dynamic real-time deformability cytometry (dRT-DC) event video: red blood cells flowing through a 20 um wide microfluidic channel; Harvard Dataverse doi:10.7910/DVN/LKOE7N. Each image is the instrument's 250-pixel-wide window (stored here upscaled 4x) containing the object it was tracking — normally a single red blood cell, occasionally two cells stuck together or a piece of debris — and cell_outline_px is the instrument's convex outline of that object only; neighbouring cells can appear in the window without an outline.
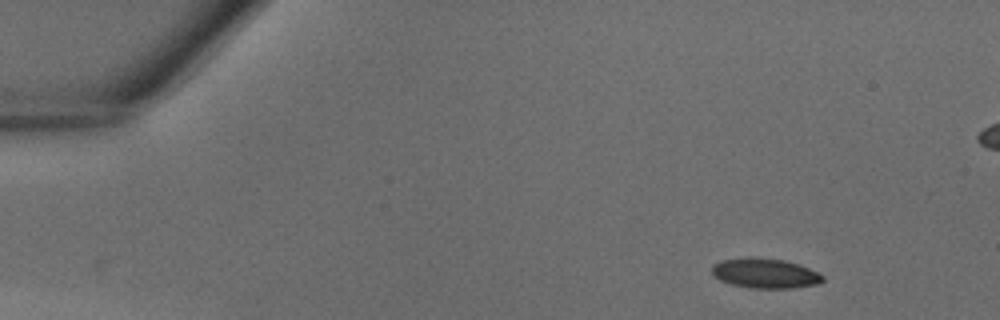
{"species": "common noctule bat (a hibernating species)", "species_latin": "Nyctalus noctula", "temperature_condition": "warm", "stored_images_in_passage": 34, "camera_frame_rate_fps": 3000, "um_per_image_px": 0.085, "animal": {"sex": "male", "body_mass_g": 18.8}, "frame": {"image": 1, "passage_image": 1, "time_ms": 0.0, "image_size_px": [1000, 320], "cell_outline_px": [[824, 280], [820, 284], [792, 288], [752, 288], [732, 284], [720, 280], [712, 272], [712, 268], [716, 264], [724, 260], [784, 260], [800, 264], [824, 276]], "centroid_in_image_um": [65.14, 23.29], "position_along_channel_um": 19.9, "area_um2": 18.32}}
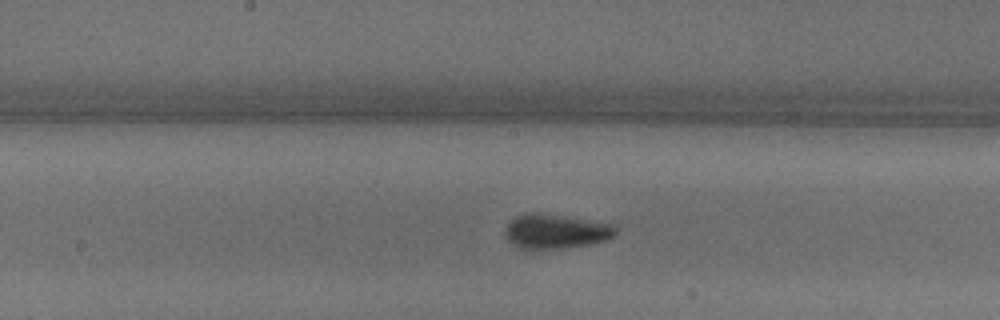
{"frame": {"image": 2, "passage_image": 18, "time_ms": 5.667, "image_size_px": [1000, 320], "cell_outline_px": [[616, 236], [604, 240], [584, 244], [560, 248], [520, 248], [512, 244], [508, 240], [504, 232], [508, 224], [516, 216], [528, 212], [612, 224], [616, 228]], "centroid_in_image_um": [47.19, 19.67], "position_along_channel_um": 201.0, "area_um2": 21.27}}
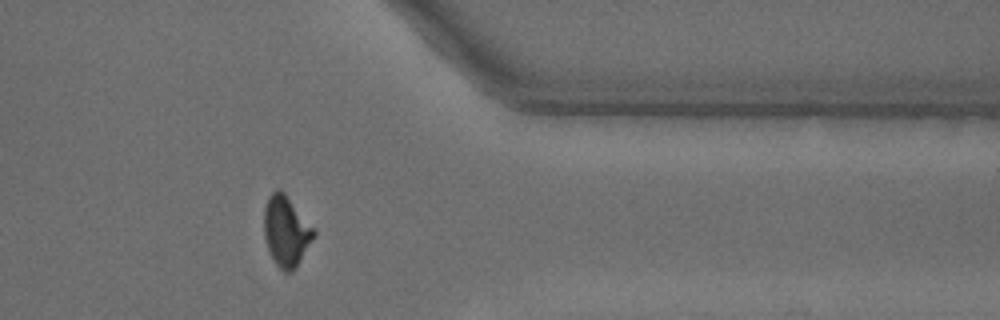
{"frame": {"image": 3, "passage_image": 30, "time_ms": 9.667, "image_size_px": [1000, 320], "cell_outline_px": [[316, 236], [296, 268], [292, 272], [284, 272], [276, 264], [268, 248], [264, 236], [264, 208], [268, 196], [276, 188], [280, 188], [284, 192], [316, 228]], "centroid_in_image_um": [24.36, 19.63], "position_along_channel_um": 387.0, "area_um2": 20.81}}